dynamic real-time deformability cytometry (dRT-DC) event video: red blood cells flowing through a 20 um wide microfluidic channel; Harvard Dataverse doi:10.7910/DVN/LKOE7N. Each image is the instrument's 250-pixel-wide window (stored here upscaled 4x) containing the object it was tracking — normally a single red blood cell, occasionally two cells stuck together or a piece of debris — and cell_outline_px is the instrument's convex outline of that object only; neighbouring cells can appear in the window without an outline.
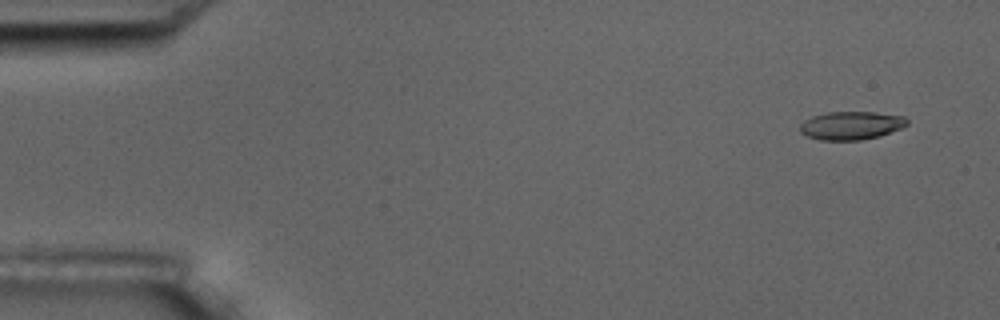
{"species": "common noctule bat (a hibernating species)", "species_latin": "Nyctalus noctula", "temperature_condition": "room temperature", "stored_images_in_passage": 4, "camera_frame_rate_fps": 3000, "um_per_image_px": 0.085, "animal": {"sex": "male", "body_mass_g": 17.5, "forearm_length_mm": 52.3}, "frame": {"image": 1, "passage_image": 1, "time_ms": 0.0, "image_size_px": [1000, 320], "cell_outline_px": [[908, 124], [900, 128], [880, 136], [860, 140], [820, 140], [808, 136], [800, 132], [800, 124], [804, 120], [812, 116], [828, 112], [876, 112], [904, 116], [908, 120]], "centroid_in_image_um": [72.34, 10.66], "position_along_channel_um": 12.7, "area_um2": 17.63}}
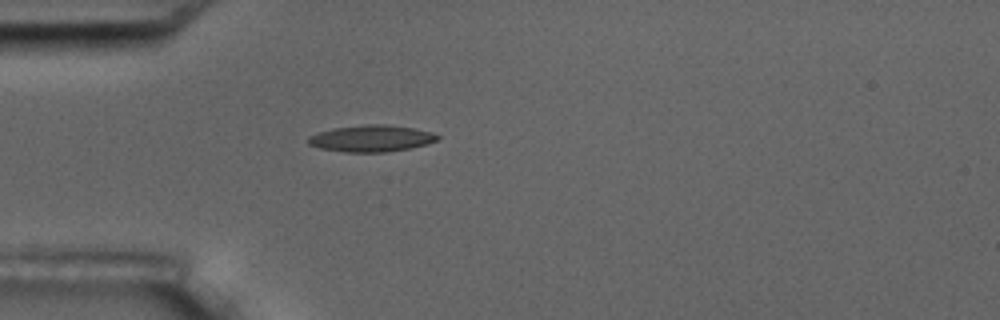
{"frame": {"image": 2, "passage_image": 4, "time_ms": 4.333, "image_size_px": [1000, 320], "cell_outline_px": [[440, 136], [436, 140], [428, 144], [408, 148], [384, 152], [344, 152], [320, 148], [308, 144], [308, 136], [332, 128], [364, 124], [388, 124], [412, 128], [432, 132]], "centroid_in_image_um": [31.55, 11.76], "position_along_channel_um": 53.5, "area_um2": 20.0}}